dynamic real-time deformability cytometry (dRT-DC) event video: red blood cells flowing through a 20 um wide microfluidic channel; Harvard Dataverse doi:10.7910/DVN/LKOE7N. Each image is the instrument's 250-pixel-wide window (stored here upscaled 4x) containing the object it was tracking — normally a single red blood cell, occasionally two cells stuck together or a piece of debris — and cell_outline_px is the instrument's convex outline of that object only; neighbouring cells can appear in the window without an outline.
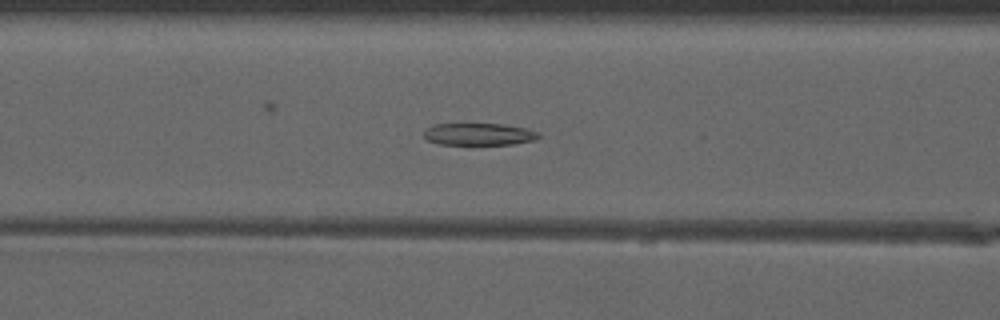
{"species": "common noctule bat (a hibernating species)", "species_latin": "Nyctalus noctula", "temperature_condition": "warm", "stored_images_in_passage": 37, "camera_frame_rate_fps": 3000, "um_per_image_px": 0.085, "animal": {"sex": "male", "forearm_length_mm": 52.5}, "frame": {"image": 1, "passage_image": 22, "time_ms": 7.0, "image_size_px": [1000, 320], "cell_outline_px": [[540, 136], [536, 140], [512, 144], [468, 148], [440, 144], [428, 140], [424, 136], [424, 128], [432, 124], [504, 124], [528, 128], [540, 132]], "centroid_in_image_um": [40.7, 11.46], "position_along_channel_um": 125.9, "area_um2": 15.95}}
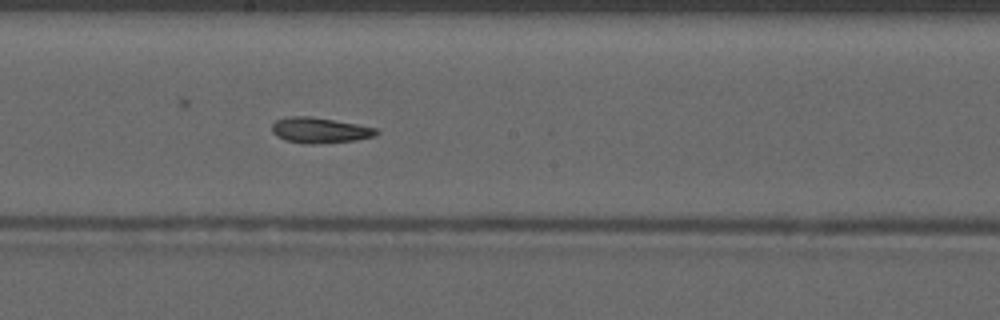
{"frame": {"image": 2, "passage_image": 29, "time_ms": 9.333, "image_size_px": [1000, 320], "cell_outline_px": [[380, 132], [376, 136], [356, 140], [316, 144], [300, 144], [284, 140], [276, 136], [272, 132], [272, 124], [276, 120], [288, 116], [312, 116], [356, 124], [376, 128]], "centroid_in_image_um": [27.16, 11.08], "position_along_channel_um": 221.0, "area_um2": 15.78}}
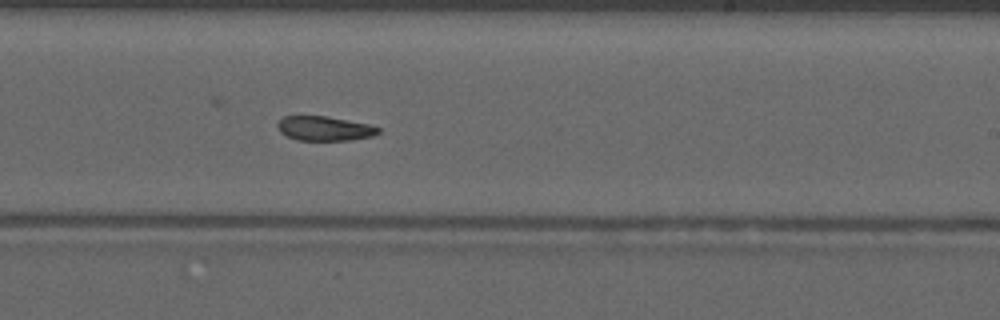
{"frame": {"image": 3, "passage_image": 32, "time_ms": 10.333, "image_size_px": [1000, 320], "cell_outline_px": [[380, 132], [372, 136], [352, 140], [296, 140], [280, 132], [276, 124], [284, 116], [300, 112], [328, 116], [372, 124], [380, 128]], "centroid_in_image_um": [27.55, 10.86], "position_along_channel_um": 261.5, "area_um2": 15.14}}